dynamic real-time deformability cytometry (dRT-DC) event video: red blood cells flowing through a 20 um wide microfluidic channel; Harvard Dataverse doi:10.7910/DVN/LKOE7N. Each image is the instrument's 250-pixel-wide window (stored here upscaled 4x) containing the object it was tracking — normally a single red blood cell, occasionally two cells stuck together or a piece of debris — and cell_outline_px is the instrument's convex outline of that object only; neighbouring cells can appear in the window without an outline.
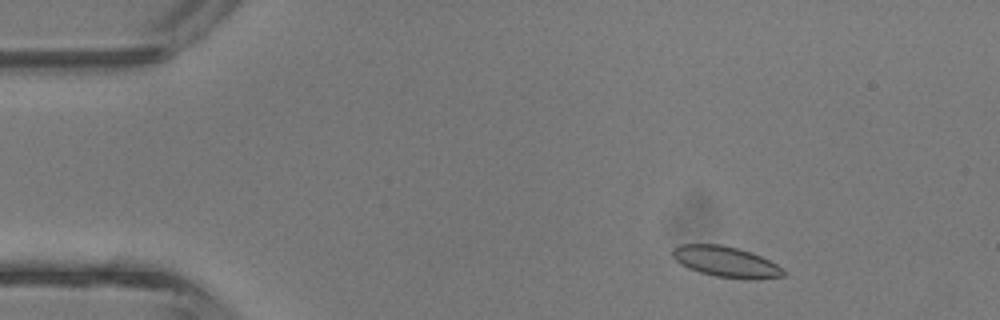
{"species": "common noctule bat (a hibernating species)", "species_latin": "Nyctalus noctula", "temperature_condition": "room temperature", "stored_images_in_passage": 42, "camera_frame_rate_fps": 3000, "um_per_image_px": 0.085, "animal": {"sex": "male", "body_mass_g": 13.3}, "frame": {"image": 1, "passage_image": 5, "time_ms": 1.333, "image_size_px": [1000, 320], "cell_outline_px": [[784, 276], [716, 276], [700, 272], [688, 268], [680, 264], [672, 256], [672, 248], [680, 244], [720, 244], [752, 252], [784, 268]], "centroid_in_image_um": [61.58, 22.18], "position_along_channel_um": 23.4, "area_um2": 18.9}}
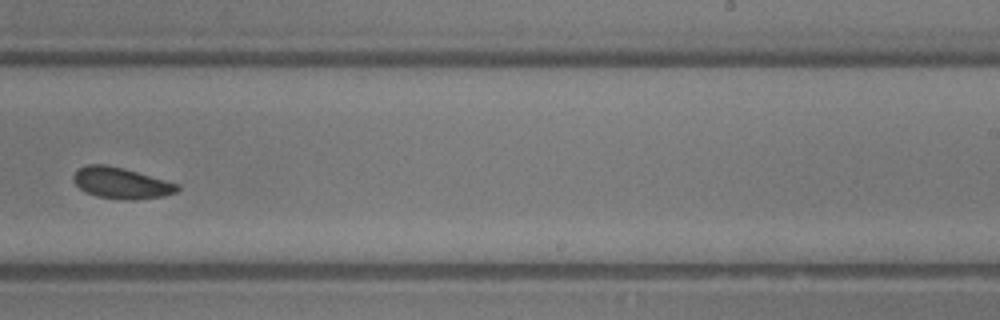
{"frame": {"image": 2, "passage_image": 26, "time_ms": 8.333, "image_size_px": [1000, 320], "cell_outline_px": [[180, 188], [176, 192], [164, 196], [132, 200], [128, 200], [96, 196], [80, 188], [76, 184], [72, 176], [80, 168], [88, 164], [108, 164], [124, 168], [180, 184]], "centroid_in_image_um": [10.34, 15.55], "position_along_channel_um": 278.7, "area_um2": 18.79}}
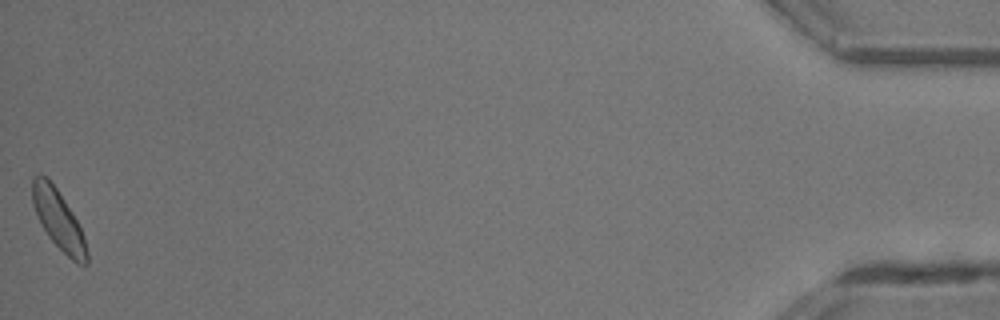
{"frame": {"image": 3, "passage_image": 42, "time_ms": 13.667, "image_size_px": [1000, 320], "cell_outline_px": [[88, 264], [76, 264], [48, 236], [40, 224], [32, 204], [32, 176], [40, 172], [48, 176], [72, 212], [84, 236], [88, 252]], "centroid_in_image_um": [4.94, 18.63], "position_along_channel_um": 430.3, "area_um2": 18.9}, "authors_computed_cell_mechanics": {"area_um2": 19.074, "velocity_mm_per_s": 4.7567, "shape_relaxation_time_tau1_ms": 2.3614, "shape_relaxation_time_tau2_ms": null, "deformation_change_tau1": 0.0634, "deformation_change_tau2": null}}